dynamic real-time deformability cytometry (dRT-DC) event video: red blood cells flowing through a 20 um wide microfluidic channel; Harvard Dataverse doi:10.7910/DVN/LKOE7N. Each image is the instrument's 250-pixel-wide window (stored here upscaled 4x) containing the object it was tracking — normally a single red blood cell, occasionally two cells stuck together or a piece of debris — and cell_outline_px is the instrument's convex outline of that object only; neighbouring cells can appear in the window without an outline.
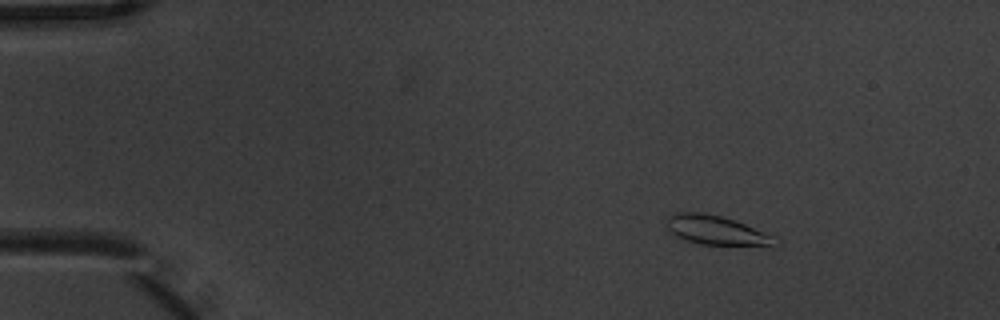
{"species": "common noctule bat (a hibernating species)", "species_latin": "Nyctalus noctula", "temperature_condition": "warm", "stored_images_in_passage": 6, "camera_frame_rate_fps": 3000, "um_per_image_px": 0.085, "animal": {"sex": "male", "body_mass_g": 20.1, "forearm_length_mm": 53.5}, "frame": {"image": 1, "passage_image": 2, "time_ms": 0.333, "image_size_px": [1000, 320], "cell_outline_px": [[780, 244], [776, 248], [772, 248], [700, 244], [676, 236], [668, 228], [668, 216], [676, 212], [704, 212], [720, 216], [744, 224], [776, 236], [780, 240]], "centroid_in_image_um": [61.07, 19.63], "position_along_channel_um": 23.9, "area_um2": 19.07}}
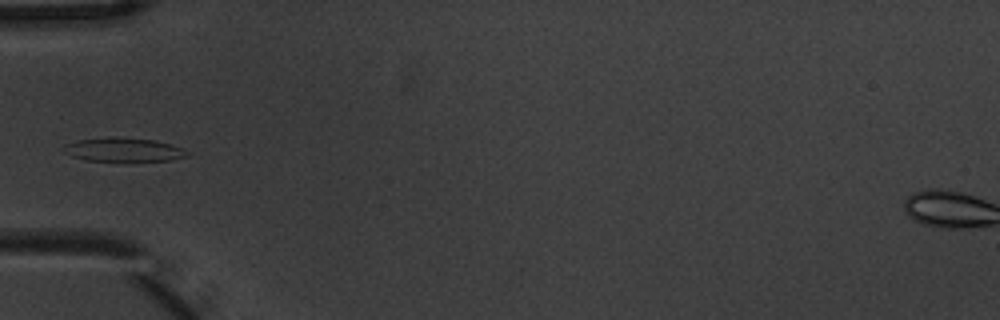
{"frame": {"image": 2, "passage_image": 5, "time_ms": 1.333, "image_size_px": [1000, 320], "cell_outline_px": [[188, 156], [172, 160], [128, 164], [124, 164], [88, 160], [72, 156], [60, 148], [64, 144], [80, 140], [108, 136], [112, 136], [156, 140], [172, 144], [188, 152]], "centroid_in_image_um": [10.51, 12.77], "position_along_channel_um": 74.5, "area_um2": 18.21}}